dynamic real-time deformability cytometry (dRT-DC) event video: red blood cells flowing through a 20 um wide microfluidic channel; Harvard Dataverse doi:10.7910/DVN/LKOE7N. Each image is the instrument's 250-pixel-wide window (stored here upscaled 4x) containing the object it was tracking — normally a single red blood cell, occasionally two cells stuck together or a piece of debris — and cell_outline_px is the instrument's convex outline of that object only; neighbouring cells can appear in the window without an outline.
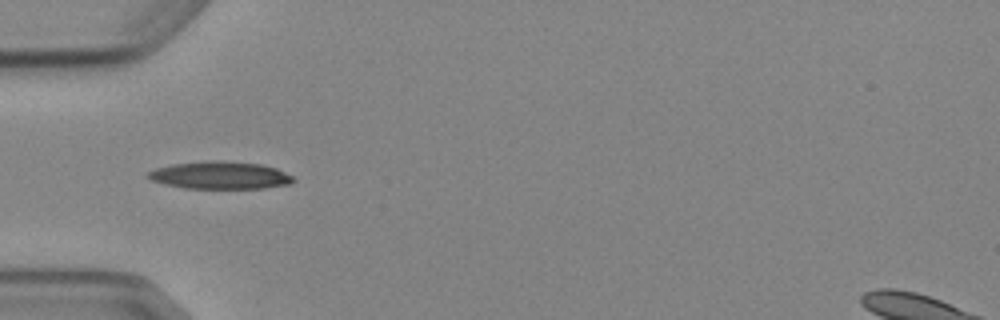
{"species": "Egyptian fruit bat (a non-hibernating species)", "species_latin": "Rousettus aegyptiacus", "temperature_condition": "cold", "stored_images_in_passage": 5, "camera_frame_rate_fps": 3000, "um_per_image_px": 0.085, "animal": {"sex": "female"}, "frame": {"image": 1, "passage_image": 2, "time_ms": 1.333, "image_size_px": [1000, 320], "cell_outline_px": [[296, 180], [292, 184], [264, 188], [184, 188], [164, 184], [152, 180], [144, 176], [148, 172], [156, 168], [172, 164], [204, 160], [220, 160], [260, 164], [276, 168], [292, 176]], "centroid_in_image_um": [18.7, 14.89], "position_along_channel_um": 66.3, "area_um2": 23.47}}
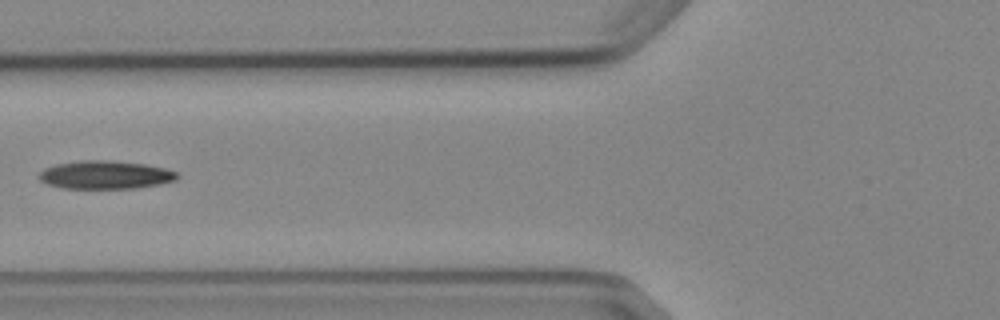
{"frame": {"image": 2, "passage_image": 3, "time_ms": 2.667, "image_size_px": [1000, 320], "cell_outline_px": [[180, 176], [176, 180], [160, 184], [136, 188], [64, 188], [48, 184], [40, 180], [36, 176], [44, 168], [56, 164], [80, 160], [108, 160], [144, 164], [164, 168], [176, 172]], "centroid_in_image_um": [8.94, 14.86], "position_along_channel_um": 116.9, "area_um2": 22.72}}
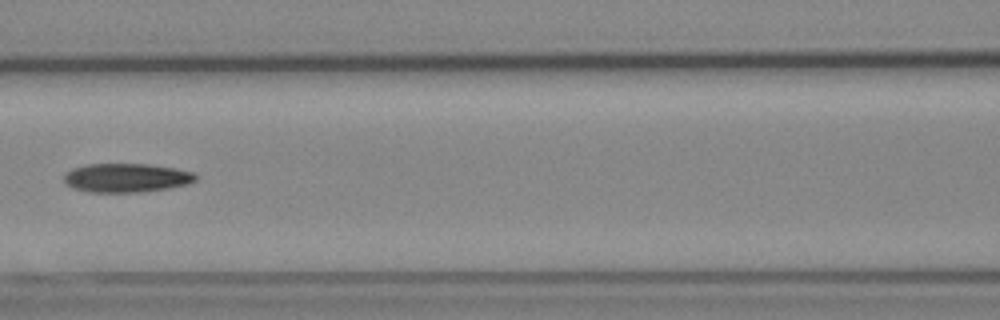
{"frame": {"image": 3, "passage_image": 4, "time_ms": 3.667, "image_size_px": [1000, 320], "cell_outline_px": [[196, 180], [184, 184], [168, 188], [140, 192], [88, 192], [72, 188], [64, 184], [64, 176], [72, 168], [88, 164], [148, 164], [176, 168], [192, 172], [196, 176]], "centroid_in_image_um": [10.69, 15.11], "position_along_channel_um": 155.9, "area_um2": 22.08}}